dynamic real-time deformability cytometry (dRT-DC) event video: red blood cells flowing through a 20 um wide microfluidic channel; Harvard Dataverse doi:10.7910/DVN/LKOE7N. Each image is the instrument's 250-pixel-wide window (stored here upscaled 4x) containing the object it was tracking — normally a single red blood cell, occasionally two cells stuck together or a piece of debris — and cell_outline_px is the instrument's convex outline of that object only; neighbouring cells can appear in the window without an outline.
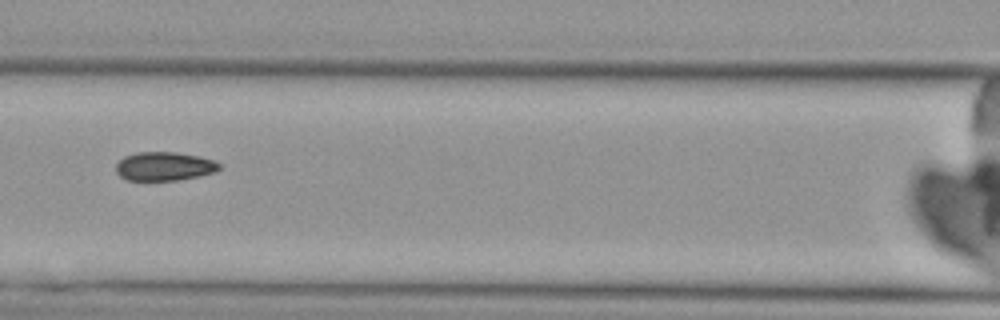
{"species": "Egyptian fruit bat (a non-hibernating species)", "species_latin": "Rousettus aegyptiacus", "temperature_condition": "cold", "stored_images_in_passage": 8, "camera_frame_rate_fps": 3000, "um_per_image_px": 0.085, "animal": {"sex": "female"}, "frame": {"image": 1, "passage_image": 6, "time_ms": 8.667, "image_size_px": [1000, 320], "cell_outline_px": [[220, 168], [212, 172], [196, 176], [176, 180], [128, 180], [120, 176], [116, 172], [116, 164], [124, 156], [136, 152], [176, 152], [200, 156], [216, 160], [220, 164]], "centroid_in_image_um": [13.95, 14.12], "position_along_channel_um": 152.7, "area_um2": 17.22}}
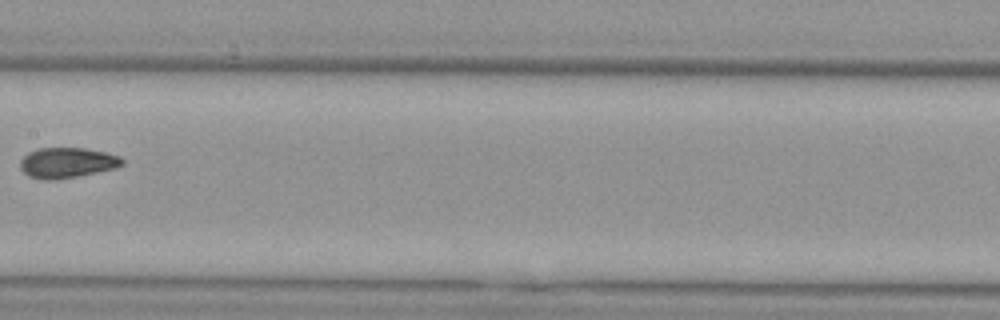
{"frame": {"image": 2, "passage_image": 7, "time_ms": 10.0, "image_size_px": [1000, 320], "cell_outline_px": [[124, 164], [116, 168], [56, 180], [44, 180], [28, 176], [20, 168], [20, 160], [28, 152], [40, 148], [84, 148], [104, 152], [120, 156], [124, 160]], "centroid_in_image_um": [5.69, 13.83], "position_along_channel_um": 201.7, "area_um2": 18.03}}